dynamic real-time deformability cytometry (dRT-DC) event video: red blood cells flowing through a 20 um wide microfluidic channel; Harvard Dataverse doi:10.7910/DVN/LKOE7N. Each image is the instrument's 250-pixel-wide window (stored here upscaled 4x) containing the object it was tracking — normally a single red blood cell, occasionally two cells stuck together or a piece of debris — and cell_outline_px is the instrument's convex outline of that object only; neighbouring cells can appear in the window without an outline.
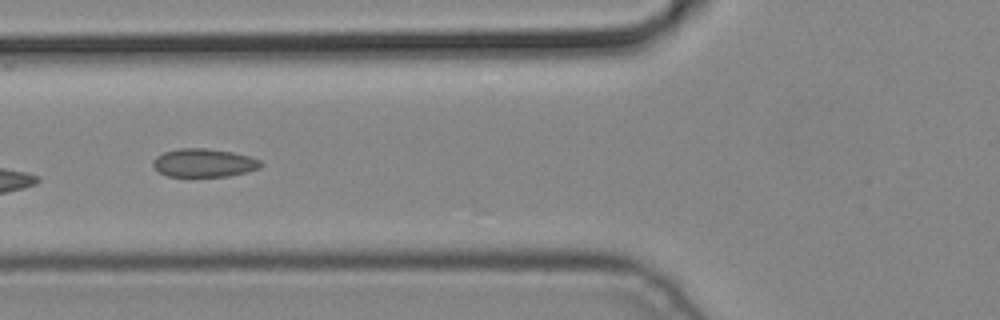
{"species": "common noctule bat (a hibernating species)", "species_latin": "Nyctalus noctula", "temperature_condition": "cold", "stored_images_in_passage": 4, "camera_frame_rate_fps": 3000, "um_per_image_px": 0.085, "animal": {"sex": "male", "body_mass_g": 19.2, "forearm_length_mm": 51.8}, "frame": {"image": 1, "passage_image": 4, "time_ms": 1.0, "image_size_px": [1000, 320], "cell_outline_px": [[264, 164], [260, 168], [228, 176], [168, 176], [160, 172], [152, 164], [152, 160], [156, 156], [164, 152], [180, 148], [204, 148], [232, 152], [248, 156], [260, 160]], "centroid_in_image_um": [17.32, 13.84], "position_along_channel_um": 108.5, "area_um2": 17.63}}